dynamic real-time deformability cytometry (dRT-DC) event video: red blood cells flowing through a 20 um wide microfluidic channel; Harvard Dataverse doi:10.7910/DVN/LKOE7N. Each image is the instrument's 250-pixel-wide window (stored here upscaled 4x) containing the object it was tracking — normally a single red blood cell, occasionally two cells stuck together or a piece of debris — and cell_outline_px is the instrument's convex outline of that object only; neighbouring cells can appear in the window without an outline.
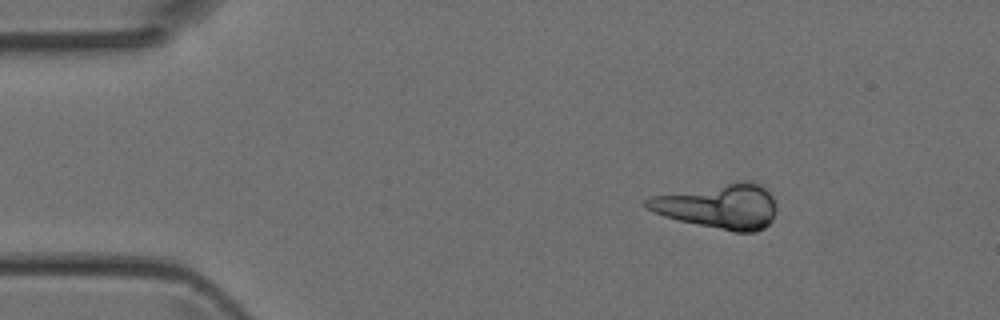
{"species": "Egyptian fruit bat (a non-hibernating species)", "species_latin": "Rousettus aegyptiacus", "temperature_condition": "room temperature", "stored_images_in_passage": 3, "camera_frame_rate_fps": 3000, "um_per_image_px": 0.085, "animal": {"sex": "female"}, "frame": {"image": 1, "passage_image": 1, "time_ms": 0.0, "image_size_px": [1000, 320], "cell_outline_px": [[776, 212], [772, 220], [764, 228], [756, 232], [736, 232], [680, 220], [664, 216], [652, 212], [644, 208], [644, 200], [652, 196], [752, 180], [760, 184], [772, 196], [776, 204]], "centroid_in_image_um": [61.12, 17.55], "position_along_channel_um": 23.9, "area_um2": 33.29}}